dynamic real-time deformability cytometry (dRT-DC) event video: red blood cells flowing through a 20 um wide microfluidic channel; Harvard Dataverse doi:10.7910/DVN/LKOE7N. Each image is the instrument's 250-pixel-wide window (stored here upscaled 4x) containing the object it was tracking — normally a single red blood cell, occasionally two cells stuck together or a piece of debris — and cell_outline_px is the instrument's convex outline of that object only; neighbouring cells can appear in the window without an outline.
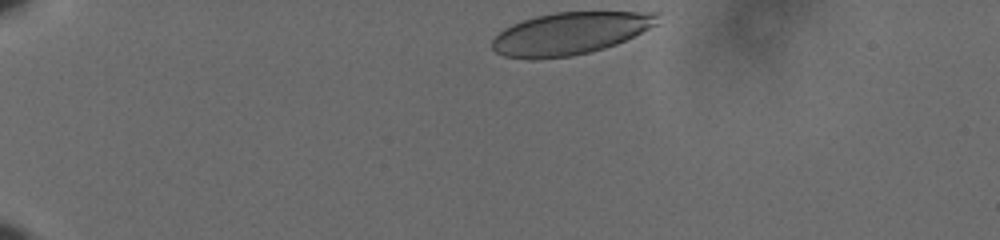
{"species": "human", "species_latin": "Homo sapiens", "temperature_condition": "cold", "stored_images_in_passage": 39, "camera_frame_rate_fps": 3000, "um_per_image_px": 0.085, "donor": {"sex": "male"}, "frame": {"image": 1, "passage_image": 1, "time_ms": 0.0, "image_size_px": [1000, 240], "cell_outline_px": [[660, 12], [656, 24], [616, 44], [604, 48], [572, 56], [536, 60], [528, 60], [504, 56], [496, 52], [492, 48], [492, 40], [504, 28], [512, 24], [536, 16], [556, 12]], "centroid_in_image_um": [48.4, 2.85], "position_along_channel_um": 36.6, "area_um2": 40.58}}
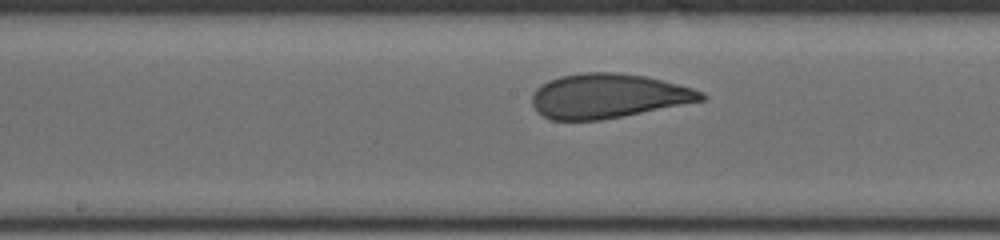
{"frame": {"image": 2, "passage_image": 21, "time_ms": 6.667, "image_size_px": [1000, 240], "cell_outline_px": [[708, 96], [704, 100], [624, 116], [600, 120], [552, 120], [536, 112], [532, 104], [532, 96], [536, 88], [540, 84], [548, 80], [560, 76], [584, 72], [612, 72], [644, 76], [692, 88], [704, 92]], "centroid_in_image_um": [51.65, 8.16], "position_along_channel_um": 196.5, "area_um2": 43.75}}
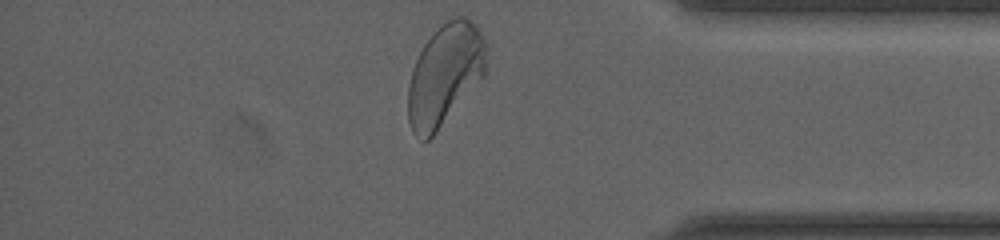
{"frame": {"image": 3, "passage_image": 39, "time_ms": 12.667, "image_size_px": [1000, 240], "cell_outline_px": [[484, 76], [436, 132], [428, 140], [420, 140], [412, 132], [408, 120], [408, 84], [412, 68], [424, 44], [432, 32], [448, 20], [456, 16], [464, 16], [476, 24], [480, 28], [484, 40]], "centroid_in_image_um": [37.78, 6.35], "position_along_channel_um": 397.4, "area_um2": 45.84}, "authors_computed_cell_mechanics": {"area_um2": 44.0436, "velocity_mm_per_s": 3.5867, "shape_relaxation_time_tau1_ms": 4.8857, "shape_relaxation_time_tau2_ms": null, "deformation_change_tau1": 0.1636, "deformation_change_tau2": null}}